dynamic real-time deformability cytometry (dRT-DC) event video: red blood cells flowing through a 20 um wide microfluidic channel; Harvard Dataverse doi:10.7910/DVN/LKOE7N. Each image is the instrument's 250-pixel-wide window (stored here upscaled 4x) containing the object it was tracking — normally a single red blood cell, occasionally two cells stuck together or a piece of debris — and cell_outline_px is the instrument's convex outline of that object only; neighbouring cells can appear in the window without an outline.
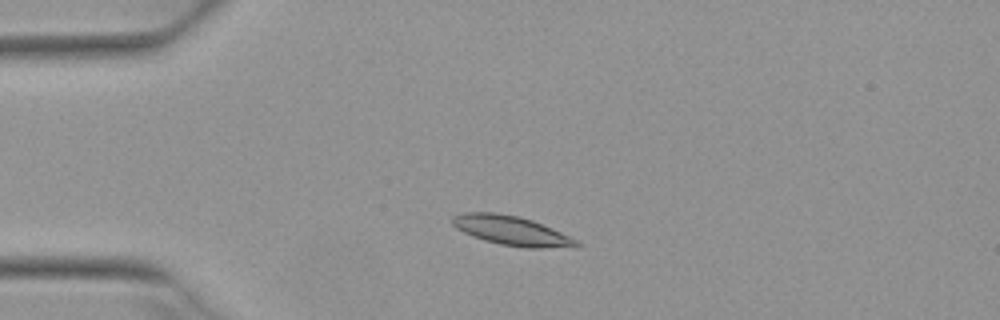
{"species": "Egyptian fruit bat (a non-hibernating species)", "species_latin": "Rousettus aegyptiacus", "temperature_condition": "warm", "stored_images_in_passage": 5, "camera_frame_rate_fps": 3000, "um_per_image_px": 0.085, "animal": {"sex": "female"}, "frame": {"image": 1, "passage_image": 1, "time_ms": 0.0, "image_size_px": [1000, 320], "cell_outline_px": [[580, 244], [544, 248], [528, 248], [500, 244], [484, 240], [472, 236], [456, 228], [452, 224], [452, 216], [464, 212], [492, 212], [516, 216], [532, 220], [560, 232], [576, 240]], "centroid_in_image_um": [43.37, 19.58], "position_along_channel_um": 41.6, "area_um2": 20.63}}
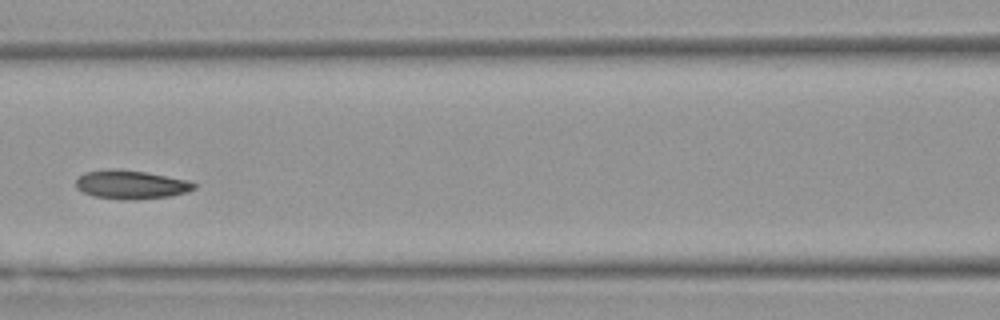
{"frame": {"image": 2, "passage_image": 4, "time_ms": 1.0, "image_size_px": [1000, 320], "cell_outline_px": [[196, 188], [188, 192], [172, 196], [136, 200], [128, 200], [92, 196], [76, 188], [76, 180], [84, 172], [108, 168], [120, 168], [144, 172], [188, 180], [196, 184]], "centroid_in_image_um": [11.14, 15.69], "position_along_channel_um": 155.5, "area_um2": 20.0}}
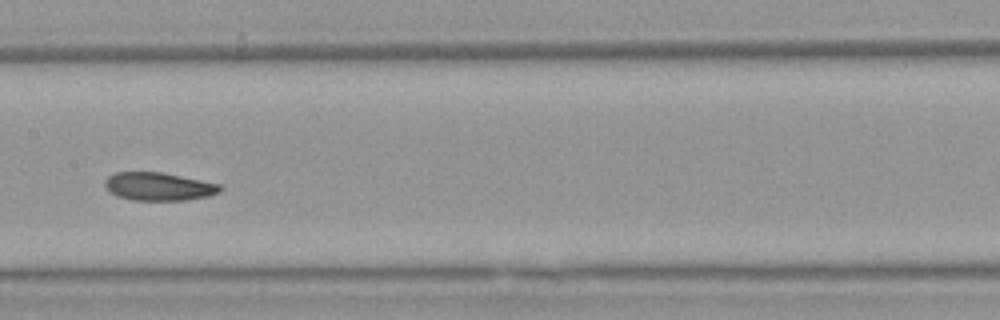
{"frame": {"image": 3, "passage_image": 5, "time_ms": 1.333, "image_size_px": [1000, 320], "cell_outline_px": [[224, 188], [220, 192], [208, 196], [188, 200], [132, 200], [116, 196], [108, 192], [104, 184], [104, 180], [108, 176], [116, 172], [160, 172], [220, 184]], "centroid_in_image_um": [13.46, 15.86], "position_along_channel_um": 193.9, "area_um2": 18.96}}